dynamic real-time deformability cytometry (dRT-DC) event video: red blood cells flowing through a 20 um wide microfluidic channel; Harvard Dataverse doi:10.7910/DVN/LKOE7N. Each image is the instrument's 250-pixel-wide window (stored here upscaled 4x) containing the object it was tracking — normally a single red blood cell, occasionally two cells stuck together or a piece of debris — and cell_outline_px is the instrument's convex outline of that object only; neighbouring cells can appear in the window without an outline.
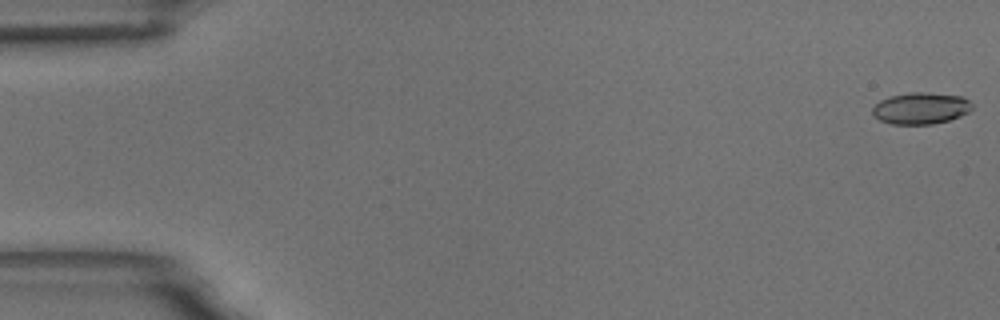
{"species": "common noctule bat (a hibernating species)", "species_latin": "Nyctalus noctula", "temperature_condition": "room temperature", "stored_images_in_passage": 59, "camera_frame_rate_fps": 3000, "um_per_image_px": 0.085, "animal": {"sex": "male", "body_mass_g": 18.8}, "frame": {"image": 1, "passage_image": 1, "time_ms": 0.0, "image_size_px": [1000, 320], "cell_outline_px": [[972, 108], [968, 112], [960, 116], [948, 120], [932, 124], [892, 124], [880, 120], [872, 112], [872, 108], [880, 100], [888, 96], [908, 92], [924, 92], [964, 96], [972, 104]], "centroid_in_image_um": [78.27, 9.19], "position_along_channel_um": 6.7, "area_um2": 18.38}}
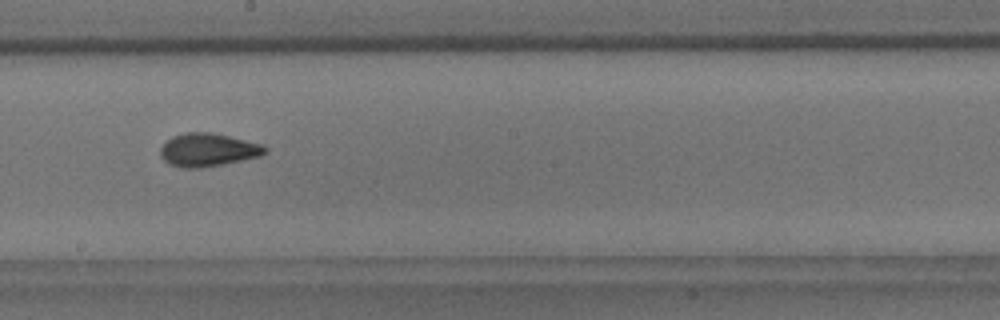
{"frame": {"image": 2, "passage_image": 33, "time_ms": 10.667, "image_size_px": [1000, 320], "cell_outline_px": [[268, 152], [260, 156], [200, 168], [180, 168], [168, 164], [160, 156], [160, 148], [172, 136], [188, 132], [212, 132], [264, 144], [268, 148]], "centroid_in_image_um": [17.68, 12.73], "position_along_channel_um": 230.5, "area_um2": 20.29}}
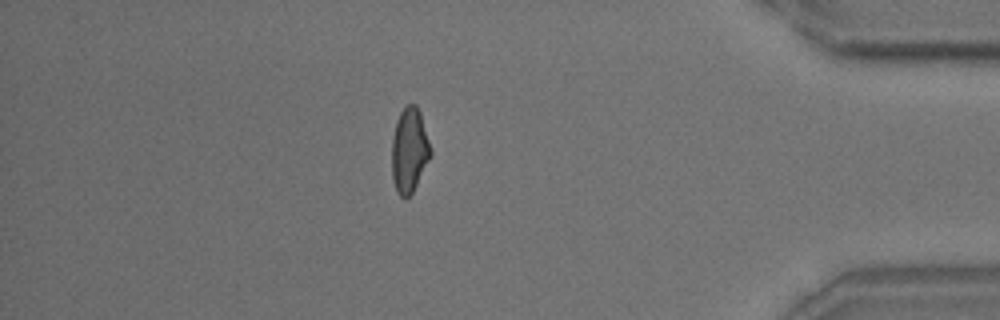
{"frame": {"image": 3, "passage_image": 51, "time_ms": 16.667, "image_size_px": [1000, 320], "cell_outline_px": [[432, 156], [412, 192], [404, 200], [396, 192], [392, 176], [392, 140], [396, 120], [400, 112], [408, 104], [416, 104], [420, 112], [432, 148]], "centroid_in_image_um": [34.81, 12.78], "position_along_channel_um": 400.4, "area_um2": 19.36}, "authors_computed_cell_mechanics": {"area_um2": 19.074, "velocity_mm_per_s": 3.4667, "shape_relaxation_time_tau1_ms": 9.5412, "shape_relaxation_time_tau2_ms": 1.7371, "deformation_change_tau1": 0.1921, "deformation_change_tau2": 0.0719}}